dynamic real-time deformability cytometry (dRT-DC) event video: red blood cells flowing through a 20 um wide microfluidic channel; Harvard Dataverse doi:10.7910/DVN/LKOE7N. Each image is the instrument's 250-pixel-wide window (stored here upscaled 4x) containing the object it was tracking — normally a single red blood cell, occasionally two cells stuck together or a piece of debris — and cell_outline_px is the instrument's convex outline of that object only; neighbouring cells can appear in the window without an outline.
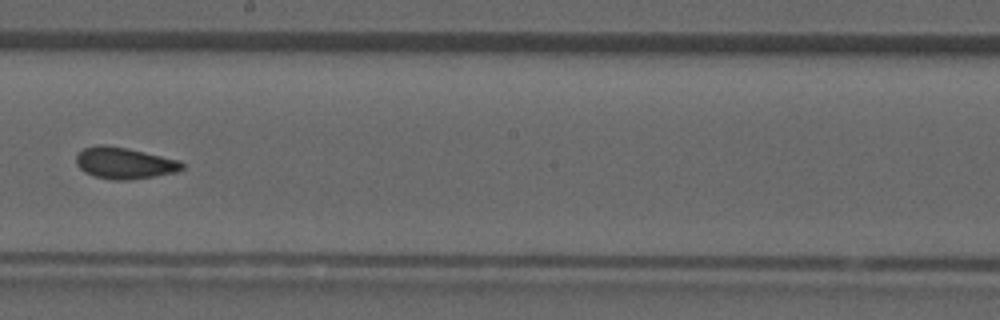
{"species": "common noctule bat (a hibernating species)", "species_latin": "Nyctalus noctula", "temperature_condition": "room temperature", "stored_images_in_passage": 31, "camera_frame_rate_fps": 3000, "um_per_image_px": 0.085, "animal": {"sex": "male", "forearm_length_mm": 52.5}, "frame": {"image": 1, "passage_image": 14, "time_ms": 4.333, "image_size_px": [1000, 320], "cell_outline_px": [[184, 168], [176, 172], [156, 176], [128, 180], [112, 180], [96, 176], [84, 172], [76, 164], [76, 156], [84, 148], [100, 144], [104, 144], [128, 148], [180, 160], [184, 164]], "centroid_in_image_um": [10.59, 13.86], "position_along_channel_um": 237.6, "area_um2": 19.48}}